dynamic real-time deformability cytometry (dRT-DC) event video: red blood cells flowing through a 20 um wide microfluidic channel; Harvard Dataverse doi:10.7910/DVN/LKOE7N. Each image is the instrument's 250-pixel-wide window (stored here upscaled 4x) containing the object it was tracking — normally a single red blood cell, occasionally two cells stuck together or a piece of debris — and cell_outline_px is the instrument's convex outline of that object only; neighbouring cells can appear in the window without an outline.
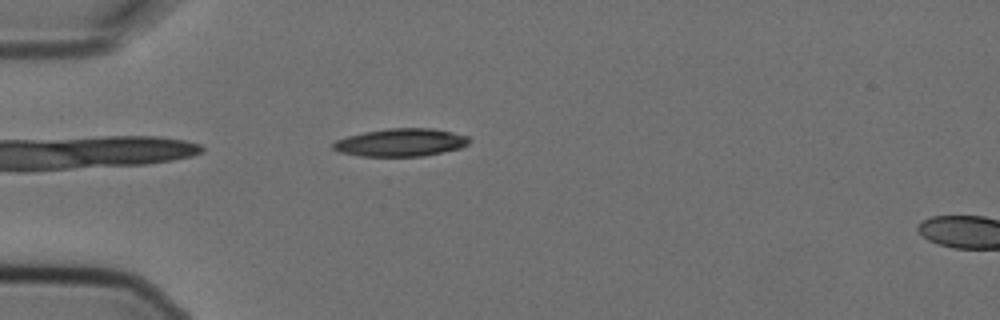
{"species": "Egyptian fruit bat (a non-hibernating species)", "species_latin": "Rousettus aegyptiacus", "temperature_condition": "cold", "stored_images_in_passage": 6, "camera_frame_rate_fps": 3000, "um_per_image_px": 0.085, "animal": {"sex": "female"}, "frame": {"image": 1, "passage_image": 4, "time_ms": 1.0, "image_size_px": [1000, 320], "cell_outline_px": [[472, 140], [464, 148], [424, 156], [360, 156], [340, 152], [332, 148], [332, 144], [336, 140], [348, 136], [364, 132], [388, 128], [432, 128], [452, 132], [468, 136]], "centroid_in_image_um": [34.12, 12.11], "position_along_channel_um": 50.9, "area_um2": 22.25}}